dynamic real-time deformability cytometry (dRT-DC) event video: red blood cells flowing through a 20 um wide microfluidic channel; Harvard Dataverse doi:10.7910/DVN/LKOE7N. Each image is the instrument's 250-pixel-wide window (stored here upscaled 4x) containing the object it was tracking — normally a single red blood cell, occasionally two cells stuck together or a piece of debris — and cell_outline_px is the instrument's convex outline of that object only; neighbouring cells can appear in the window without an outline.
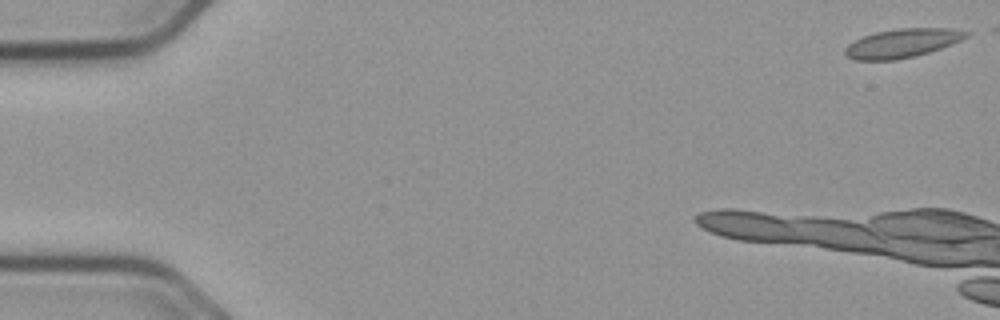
{"species": "common noctule bat (a hibernating species)", "species_latin": "Nyctalus noctula", "temperature_condition": "cold", "stored_images_in_passage": 11, "camera_frame_rate_fps": 3000, "um_per_image_px": 0.085, "animal": {"sex": "male", "body_mass_g": 23.1, "forearm_length_mm": 52.7}, "frame": {"image": 1, "passage_image": 1, "time_ms": 0.0, "image_size_px": [1000, 320], "cell_outline_px": [[972, 32], [968, 36], [960, 40], [940, 48], [916, 56], [896, 60], [856, 60], [848, 56], [844, 52], [844, 48], [848, 44], [864, 36], [876, 32], [896, 28], [948, 28]], "centroid_in_image_um": [76.69, 3.67], "position_along_channel_um": 8.3, "area_um2": 20.23}}